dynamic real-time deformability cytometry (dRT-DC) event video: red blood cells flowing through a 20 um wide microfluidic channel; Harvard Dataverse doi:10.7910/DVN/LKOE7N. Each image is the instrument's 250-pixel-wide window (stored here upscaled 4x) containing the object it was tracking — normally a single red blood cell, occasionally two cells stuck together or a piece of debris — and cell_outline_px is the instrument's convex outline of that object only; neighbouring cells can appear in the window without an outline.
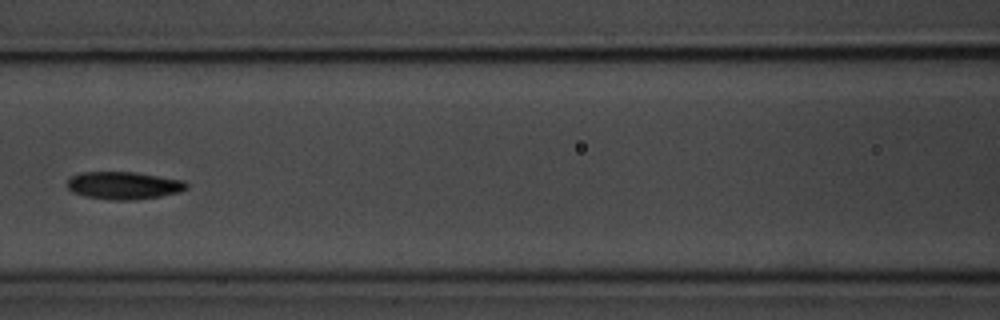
{"species": "common noctule bat (a hibernating species)", "species_latin": "Nyctalus noctula", "temperature_condition": "room temperature", "stored_images_in_passage": 8, "camera_frame_rate_fps": 3000, "um_per_image_px": 0.085, "animal": {"sex": "male", "body_mass_g": 20.1, "forearm_length_mm": 53.5}, "frame": {"image": 1, "passage_image": 6, "time_ms": 5.667, "image_size_px": [1000, 320], "cell_outline_px": [[188, 188], [180, 192], [160, 196], [136, 200], [112, 200], [84, 196], [72, 192], [68, 188], [68, 180], [72, 176], [80, 172], [136, 172], [184, 180], [188, 184]], "centroid_in_image_um": [10.54, 15.76], "position_along_channel_um": 156.1, "area_um2": 19.31}}
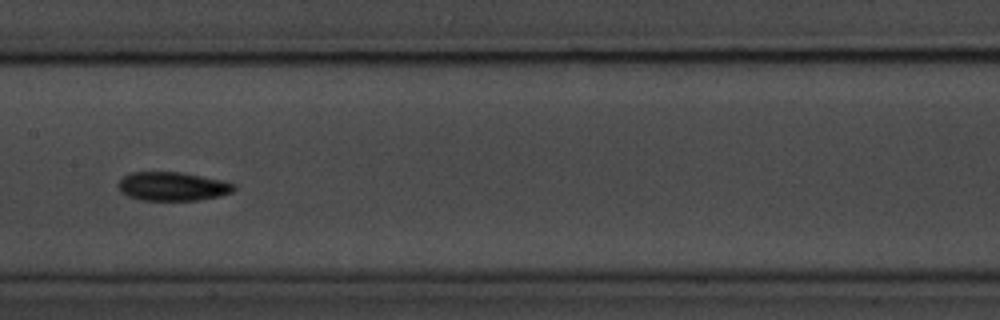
{"frame": {"image": 2, "passage_image": 7, "time_ms": 6.667, "image_size_px": [1000, 320], "cell_outline_px": [[236, 188], [232, 192], [220, 196], [200, 200], [140, 200], [128, 196], [120, 192], [120, 180], [124, 176], [132, 172], [180, 172], [220, 180], [236, 184]], "centroid_in_image_um": [14.69, 15.85], "position_along_channel_um": 192.7, "area_um2": 19.25}}